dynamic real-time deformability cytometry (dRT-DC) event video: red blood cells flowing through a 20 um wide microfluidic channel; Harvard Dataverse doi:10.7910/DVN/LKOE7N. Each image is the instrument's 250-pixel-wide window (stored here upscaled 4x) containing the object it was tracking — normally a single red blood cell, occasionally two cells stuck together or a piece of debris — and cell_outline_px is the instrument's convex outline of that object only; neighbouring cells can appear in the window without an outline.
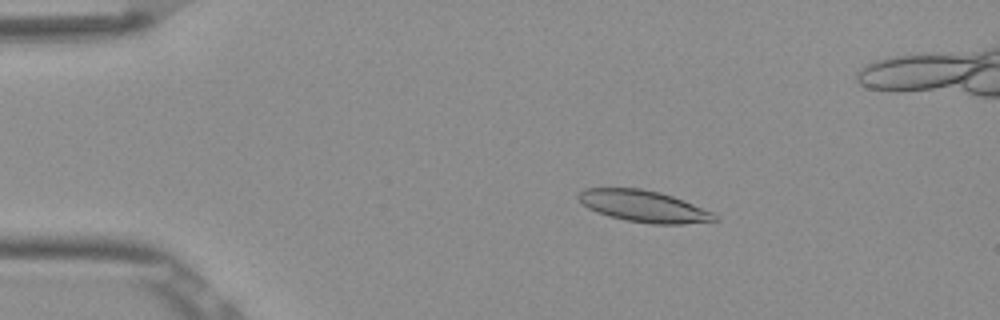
{"species": "Egyptian fruit bat (a non-hibernating species)", "species_latin": "Rousettus aegyptiacus", "temperature_condition": "room temperature", "stored_images_in_passage": 54, "camera_frame_rate_fps": 3000, "um_per_image_px": 0.085, "frame": {"image": 1, "passage_image": 10, "time_ms": 3.0, "image_size_px": [1000, 320], "cell_outline_px": [[720, 220], [680, 224], [652, 224], [628, 220], [608, 216], [596, 212], [588, 208], [576, 196], [584, 188], [640, 188], [660, 192], [672, 196], [712, 212]], "centroid_in_image_um": [54.69, 17.52], "position_along_channel_um": 30.3, "area_um2": 24.8}}
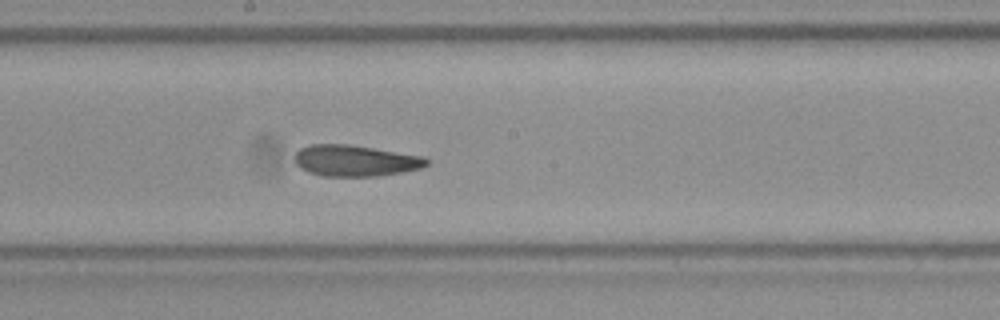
{"frame": {"image": 2, "passage_image": 29, "time_ms": 9.333, "image_size_px": [1000, 320], "cell_outline_px": [[428, 164], [420, 168], [380, 176], [324, 176], [308, 172], [300, 168], [296, 164], [296, 152], [300, 148], [308, 144], [348, 144], [424, 156], [428, 160]], "centroid_in_image_um": [30.18, 13.65], "position_along_channel_um": 218.0, "area_um2": 23.93}}
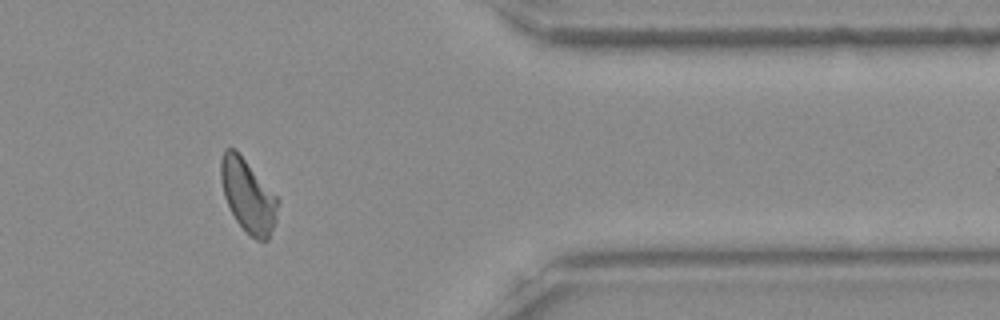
{"frame": {"image": 3, "passage_image": 44, "time_ms": 14.333, "image_size_px": [1000, 320], "cell_outline_px": [[280, 200], [276, 220], [268, 240], [256, 240], [248, 236], [236, 220], [224, 196], [220, 180], [220, 160], [224, 148], [236, 148]], "centroid_in_image_um": [21.08, 16.62], "position_along_channel_um": 390.3, "area_um2": 24.57}, "authors_computed_cell_mechanics": {"area_um2": 24.1604, "velocity_mm_per_s": 3.8502, "shape_relaxation_time_tau1_ms": null, "shape_relaxation_time_tau2_ms": 4.9476, "deformation_change_tau1": null, "deformation_change_tau2": 0.1281}}